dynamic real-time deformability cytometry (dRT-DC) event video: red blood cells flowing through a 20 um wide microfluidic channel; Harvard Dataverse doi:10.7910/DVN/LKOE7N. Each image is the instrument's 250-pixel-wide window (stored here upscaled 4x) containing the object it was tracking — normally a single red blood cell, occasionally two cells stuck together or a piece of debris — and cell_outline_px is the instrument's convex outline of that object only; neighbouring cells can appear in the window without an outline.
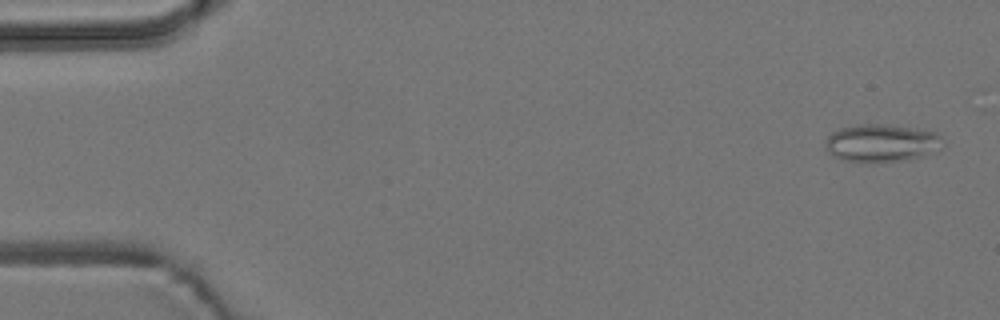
{"species": "common noctule bat (a hibernating species)", "species_latin": "Nyctalus noctula", "temperature_condition": "room temperature", "stored_images_in_passage": 7, "camera_frame_rate_fps": 3000, "um_per_image_px": 0.085, "animal": {"sex": "male", "body_mass_g": 19.2, "forearm_length_mm": 51.8}, "frame": {"image": 1, "passage_image": 1, "time_ms": 0.0, "image_size_px": [1000, 320], "cell_outline_px": [[940, 148], [920, 156], [908, 160], [844, 160], [832, 156], [824, 148], [824, 144], [828, 136], [832, 132], [840, 128], [856, 124], [880, 124], [908, 128], [932, 132], [940, 136]], "centroid_in_image_um": [74.82, 12.14], "position_along_channel_um": 10.2, "area_um2": 24.85}}